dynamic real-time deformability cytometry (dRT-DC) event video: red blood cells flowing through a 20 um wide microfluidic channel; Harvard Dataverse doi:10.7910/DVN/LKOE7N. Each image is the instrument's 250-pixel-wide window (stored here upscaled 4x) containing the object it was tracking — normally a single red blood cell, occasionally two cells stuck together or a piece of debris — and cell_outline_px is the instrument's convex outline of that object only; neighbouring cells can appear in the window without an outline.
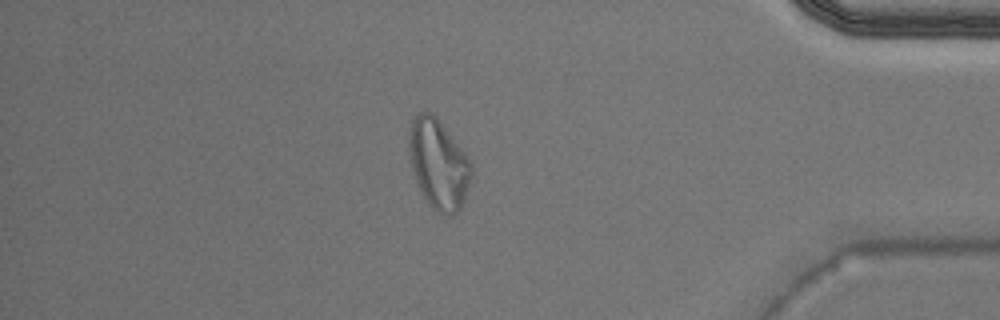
{"species": "Egyptian fruit bat (a non-hibernating species)", "species_latin": "Rousettus aegyptiacus", "temperature_condition": "warm", "stored_images_in_passage": 40, "camera_frame_rate_fps": 3000, "um_per_image_px": 0.085, "animal": {"sex": "male"}, "frame": {"image": 1, "passage_image": 34, "time_ms": 11.0, "image_size_px": [1000, 320], "cell_outline_px": [[472, 172], [460, 208], [452, 216], [448, 216], [440, 212], [424, 196], [416, 180], [412, 168], [408, 148], [408, 132], [412, 120], [420, 112], [432, 112], [436, 116], [468, 156], [472, 164]], "centroid_in_image_um": [37.26, 13.88], "position_along_channel_um": 397.9, "area_um2": 31.96}}
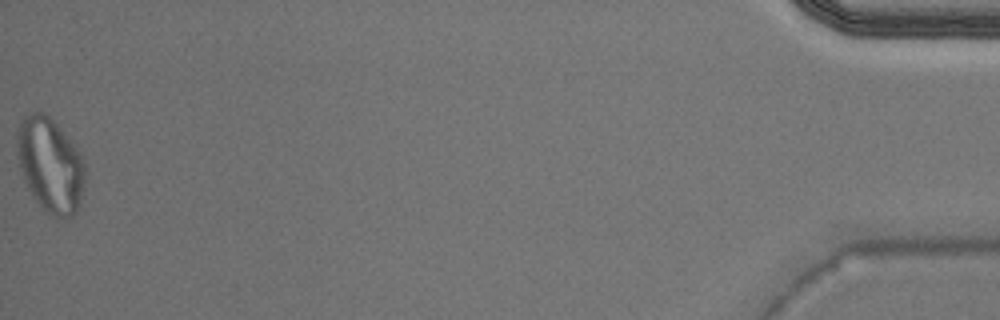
{"frame": {"image": 2, "passage_image": 40, "time_ms": 13.0, "image_size_px": [1000, 320], "cell_outline_px": [[84, 188], [80, 204], [76, 212], [72, 216], [64, 220], [48, 212], [36, 200], [24, 180], [20, 168], [16, 152], [16, 132], [20, 120], [24, 116], [32, 112], [44, 112], [56, 124], [76, 148], [84, 164]], "centroid_in_image_um": [4.25, 14.02], "position_along_channel_um": 431.0, "area_um2": 37.17}}